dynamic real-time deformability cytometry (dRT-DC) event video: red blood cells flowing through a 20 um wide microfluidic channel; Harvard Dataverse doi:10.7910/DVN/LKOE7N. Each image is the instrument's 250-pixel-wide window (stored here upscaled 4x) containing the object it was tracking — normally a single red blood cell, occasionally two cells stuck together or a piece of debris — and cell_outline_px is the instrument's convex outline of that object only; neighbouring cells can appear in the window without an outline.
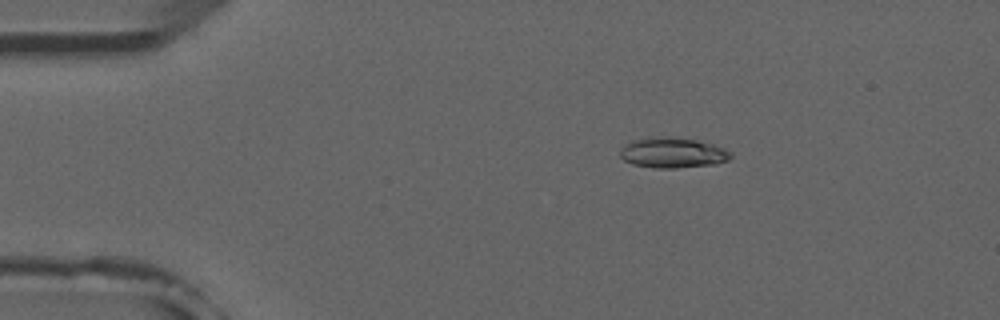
{"species": "common noctule bat (a hibernating species)", "species_latin": "Nyctalus noctula", "temperature_condition": "room temperature", "stored_images_in_passage": 3, "camera_frame_rate_fps": 3000, "um_per_image_px": 0.085, "animal": {"sex": "male", "forearm_length_mm": 52.5}, "frame": {"image": 1, "passage_image": 2, "time_ms": 1.333, "image_size_px": [1000, 320], "cell_outline_px": [[732, 156], [728, 160], [716, 164], [676, 168], [656, 168], [632, 164], [624, 160], [620, 156], [620, 152], [624, 144], [632, 140], [696, 140], [712, 144], [724, 148]], "centroid_in_image_um": [57.19, 13.05], "position_along_channel_um": 27.8, "area_um2": 18.5}}